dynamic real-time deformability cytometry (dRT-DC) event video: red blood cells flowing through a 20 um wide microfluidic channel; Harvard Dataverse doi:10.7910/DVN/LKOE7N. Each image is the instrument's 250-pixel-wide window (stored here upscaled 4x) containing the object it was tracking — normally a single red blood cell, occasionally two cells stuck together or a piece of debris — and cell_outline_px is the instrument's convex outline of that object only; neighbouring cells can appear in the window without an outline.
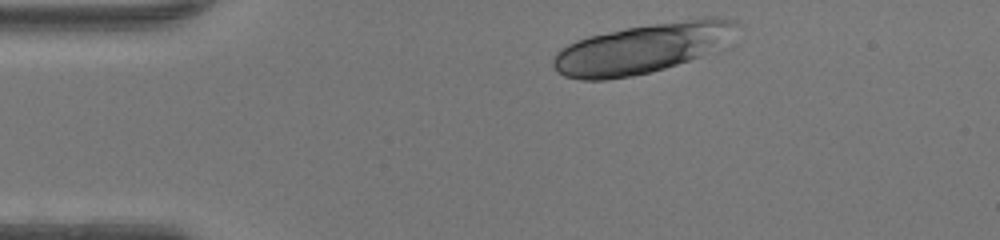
{"species": "human", "species_latin": "Homo sapiens", "temperature_condition": "warm", "stored_images_in_passage": 39, "camera_frame_rate_fps": 3000, "um_per_image_px": 0.085, "donor": {"sex": "female"}, "frame": {"image": 1, "passage_image": 1, "time_ms": 0.0, "image_size_px": [1000, 240], "cell_outline_px": [[740, 24], [736, 44], [732, 48], [664, 68], [632, 76], [608, 80], [580, 80], [564, 76], [552, 64], [552, 60], [556, 52], [568, 44], [576, 40], [588, 36], [624, 28], [700, 16], [720, 16], [740, 20]], "centroid_in_image_um": [54.88, 4.06], "position_along_channel_um": 30.1, "area_um2": 55.43}}